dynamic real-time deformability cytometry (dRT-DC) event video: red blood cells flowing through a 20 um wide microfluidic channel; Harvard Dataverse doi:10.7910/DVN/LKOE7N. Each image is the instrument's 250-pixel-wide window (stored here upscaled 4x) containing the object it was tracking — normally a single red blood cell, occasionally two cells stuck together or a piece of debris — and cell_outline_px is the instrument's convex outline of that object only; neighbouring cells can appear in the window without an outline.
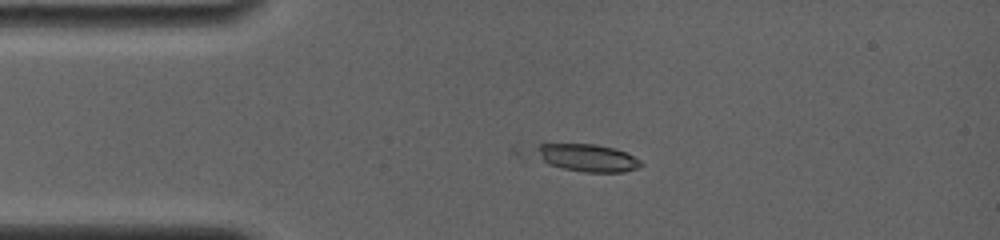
{"species": "common noctule bat (a hibernating species)", "species_latin": "Nyctalus noctula", "temperature_condition": "room temperature", "stored_images_in_passage": 21, "camera_frame_rate_fps": 4000, "um_per_image_px": 0.085, "animal": {"sex": "female", "body_mass_g": 19.0, "forearm_length_mm": 56.7}, "frame": {"image": 1, "passage_image": 1, "time_ms": 0.0, "image_size_px": [1000, 240], "cell_outline_px": [[644, 164], [640, 168], [624, 172], [584, 172], [524, 160], [512, 152], [512, 148], [544, 140], [596, 144], [616, 148], [640, 160]], "centroid_in_image_um": [49.16, 13.3], "position_along_channel_um": 35.8, "area_um2": 20.52}}
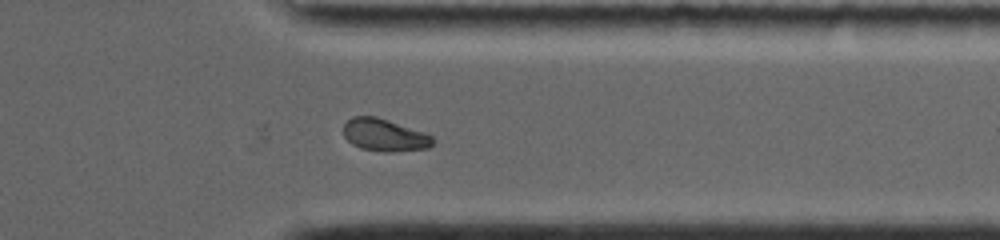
{"frame": {"image": 2, "passage_image": 16, "time_ms": 9.5, "image_size_px": [1000, 240], "cell_outline_px": [[432, 144], [428, 148], [392, 152], [384, 152], [360, 148], [352, 144], [344, 136], [344, 124], [352, 116], [376, 116], [388, 120], [432, 136]], "centroid_in_image_um": [32.63, 11.48], "position_along_channel_um": 378.8, "area_um2": 16.59}}
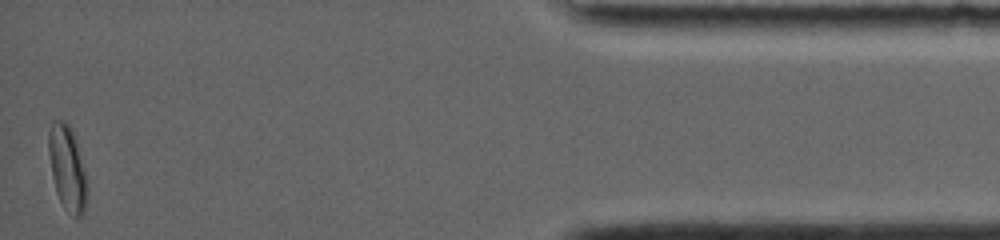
{"frame": {"image": 3, "passage_image": 21, "time_ms": 12.5, "image_size_px": [1000, 240], "cell_outline_px": [[88, 196], [84, 212], [80, 216], [72, 216], [64, 208], [56, 192], [52, 176], [48, 152], [48, 132], [52, 124], [56, 120], [60, 120], [68, 124], [76, 140], [88, 188]], "centroid_in_image_um": [5.72, 14.33], "position_along_channel_um": 429.5, "area_um2": 18.84}}